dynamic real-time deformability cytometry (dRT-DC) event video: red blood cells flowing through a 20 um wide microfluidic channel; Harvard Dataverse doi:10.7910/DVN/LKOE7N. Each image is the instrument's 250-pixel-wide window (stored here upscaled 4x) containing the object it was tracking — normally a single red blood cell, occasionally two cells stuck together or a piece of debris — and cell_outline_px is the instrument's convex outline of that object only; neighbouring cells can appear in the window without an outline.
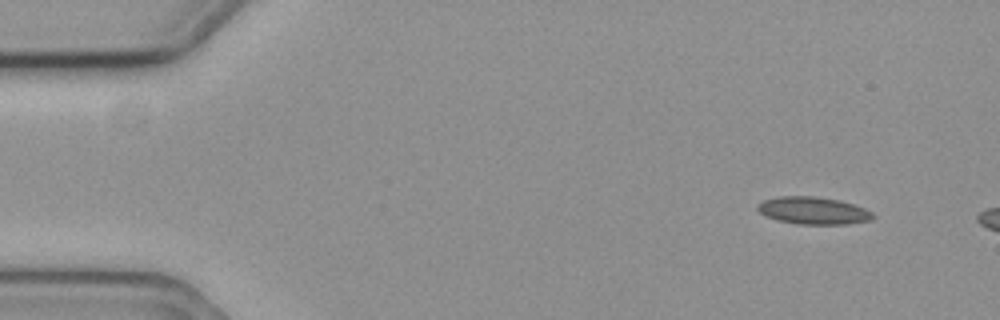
{"species": "common noctule bat (a hibernating species)", "species_latin": "Nyctalus noctula", "temperature_condition": "cold", "stored_images_in_passage": 3, "camera_frame_rate_fps": 3000, "um_per_image_px": 0.085, "animal": {"sex": "female", "body_mass_g": 19.3, "forearm_length_mm": 54.1}, "frame": {"image": 1, "passage_image": 1, "time_ms": 0.0, "image_size_px": [1000, 320], "cell_outline_px": [[876, 216], [872, 220], [848, 224], [800, 224], [776, 220], [764, 216], [756, 208], [756, 204], [764, 200], [780, 196], [812, 196], [840, 200], [864, 208], [872, 212]], "centroid_in_image_um": [69.12, 17.9], "position_along_channel_um": 15.9, "area_um2": 18.5}}